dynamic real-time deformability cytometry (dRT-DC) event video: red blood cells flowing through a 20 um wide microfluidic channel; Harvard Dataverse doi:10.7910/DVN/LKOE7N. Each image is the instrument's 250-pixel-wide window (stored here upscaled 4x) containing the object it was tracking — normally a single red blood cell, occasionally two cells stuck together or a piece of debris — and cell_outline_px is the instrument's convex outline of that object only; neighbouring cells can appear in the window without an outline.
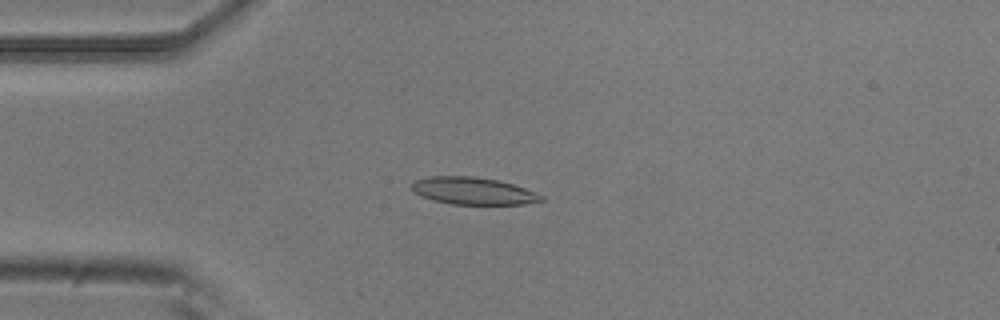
{"species": "common noctule bat (a hibernating species)", "species_latin": "Nyctalus noctula", "temperature_condition": "room temperature", "stored_images_in_passage": 33, "camera_frame_rate_fps": 3000, "um_per_image_px": 0.085, "animal": {"sex": "male", "body_mass_g": 20.5, "forearm_length_mm": 52.5}, "frame": {"image": 1, "passage_image": 13, "time_ms": 4.0, "image_size_px": [1000, 320], "cell_outline_px": [[544, 200], [524, 204], [452, 204], [432, 200], [420, 196], [412, 192], [412, 184], [416, 180], [428, 176], [472, 176], [496, 180], [512, 184], [536, 192], [544, 196]], "centroid_in_image_um": [40.19, 16.23], "position_along_channel_um": 44.8, "area_um2": 20.52}}
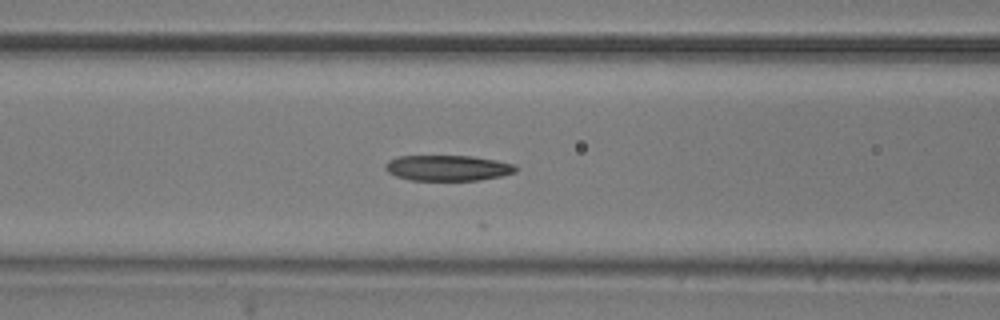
{"frame": {"image": 2, "passage_image": 21, "time_ms": 6.667, "image_size_px": [1000, 320], "cell_outline_px": [[516, 172], [500, 176], [480, 180], [408, 180], [396, 176], [388, 172], [384, 168], [384, 164], [388, 160], [396, 156], [472, 156], [496, 160], [516, 164]], "centroid_in_image_um": [38.03, 14.27], "position_along_channel_um": 128.6, "area_um2": 19.59}}
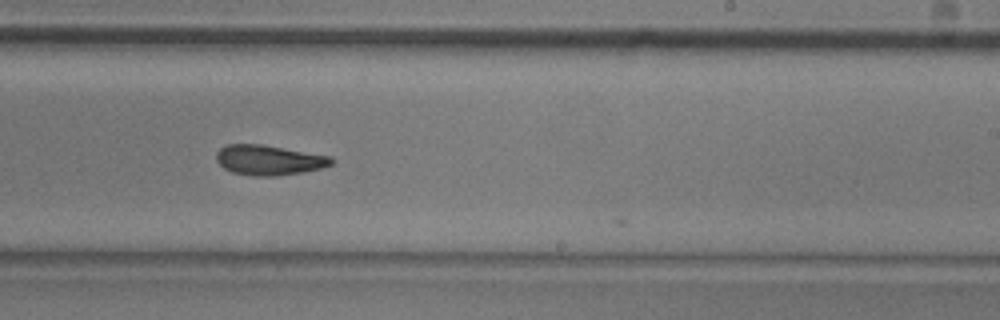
{"frame": {"image": 3, "passage_image": 32, "time_ms": 10.333, "image_size_px": [1000, 320], "cell_outline_px": [[332, 164], [320, 168], [300, 172], [276, 176], [252, 176], [232, 172], [224, 168], [216, 160], [216, 152], [220, 148], [228, 144], [260, 144], [332, 156]], "centroid_in_image_um": [22.82, 13.6], "position_along_channel_um": 266.2, "area_um2": 20.0}}